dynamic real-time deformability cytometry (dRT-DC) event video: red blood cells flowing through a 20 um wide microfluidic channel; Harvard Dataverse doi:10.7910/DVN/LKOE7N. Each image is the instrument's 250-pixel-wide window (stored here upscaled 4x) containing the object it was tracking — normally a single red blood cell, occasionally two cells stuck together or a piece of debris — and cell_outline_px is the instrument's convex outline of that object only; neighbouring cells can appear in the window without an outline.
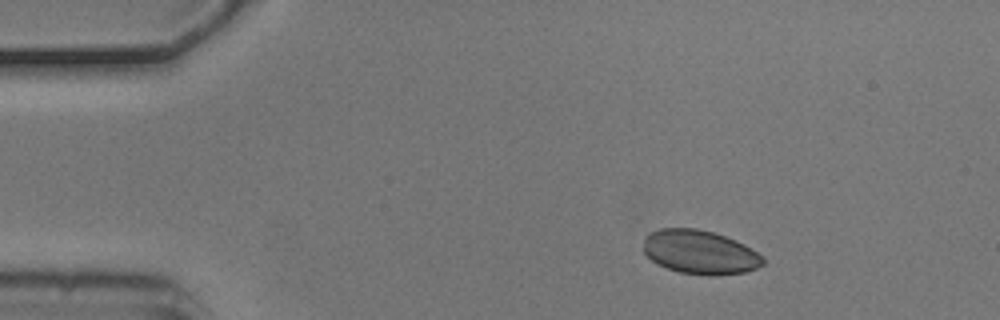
{"species": "common noctule bat (a hibernating species)", "species_latin": "Nyctalus noctula", "temperature_condition": "cold", "stored_images_in_passage": 4, "camera_frame_rate_fps": 3000, "um_per_image_px": 0.085, "animal": {"sex": "male", "body_mass_g": 20.5, "forearm_length_mm": 52.5}, "frame": {"image": 1, "passage_image": 2, "time_ms": 0.333, "image_size_px": [1000, 320], "cell_outline_px": [[764, 264], [756, 268], [744, 272], [712, 276], [680, 272], [668, 268], [652, 260], [644, 252], [644, 236], [648, 232], [660, 228], [696, 228], [712, 232], [736, 240], [752, 248], [764, 256]], "centroid_in_image_um": [59.5, 21.42], "position_along_channel_um": 25.5, "area_um2": 30.63}}
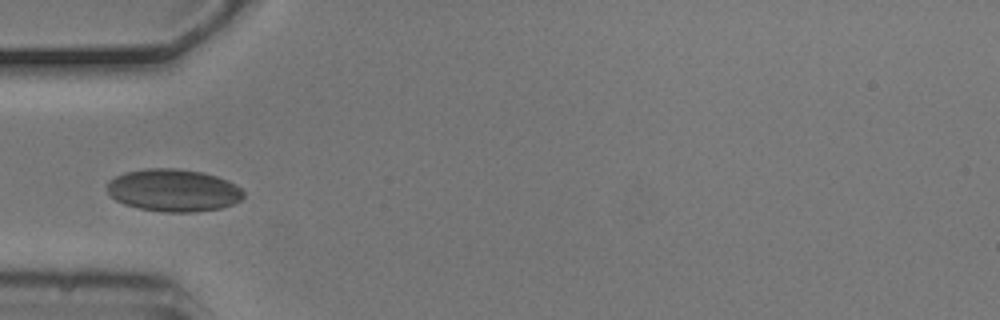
{"frame": {"image": 2, "passage_image": 4, "time_ms": 1.0, "image_size_px": [1000, 320], "cell_outline_px": [[244, 196], [240, 200], [232, 204], [220, 208], [196, 212], [164, 212], [140, 208], [124, 204], [108, 196], [108, 180], [124, 172], [144, 168], [176, 168], [204, 172], [228, 180], [236, 184], [244, 192]], "centroid_in_image_um": [14.73, 16.17], "position_along_channel_um": 70.3, "area_um2": 33.99}}